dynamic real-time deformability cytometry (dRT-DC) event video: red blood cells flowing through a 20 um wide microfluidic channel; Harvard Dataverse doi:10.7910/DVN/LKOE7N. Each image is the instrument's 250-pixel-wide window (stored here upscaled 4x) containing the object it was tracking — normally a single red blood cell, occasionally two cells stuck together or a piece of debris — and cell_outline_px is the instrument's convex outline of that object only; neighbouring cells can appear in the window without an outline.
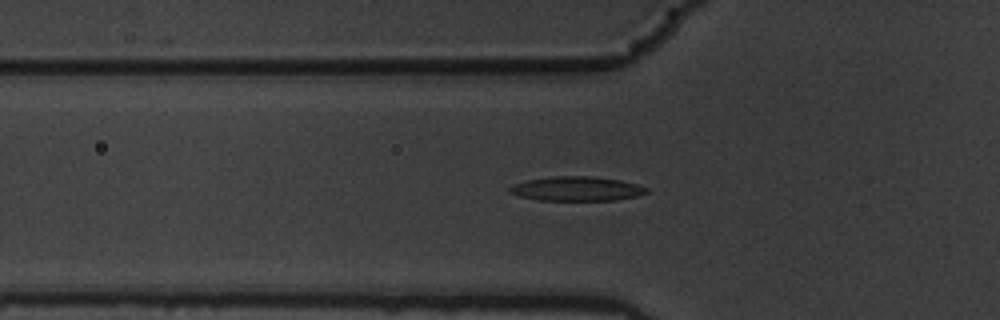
{"species": "common noctule bat (a hibernating species)", "species_latin": "Nyctalus noctula", "temperature_condition": "warm", "stored_images_in_passage": 42, "camera_frame_rate_fps": 3000, "um_per_image_px": 0.085, "animal": {"sex": "male", "body_mass_g": 19.5, "forearm_length_mm": 54.6}, "frame": {"image": 1, "passage_image": 12, "time_ms": 3.667, "image_size_px": [1000, 320], "cell_outline_px": [[648, 192], [636, 196], [616, 200], [540, 200], [520, 196], [508, 192], [508, 188], [516, 184], [528, 180], [552, 176], [588, 176], [620, 180], [636, 184], [648, 188]], "centroid_in_image_um": [49.03, 16.04], "position_along_channel_um": 76.8, "area_um2": 19.19}}
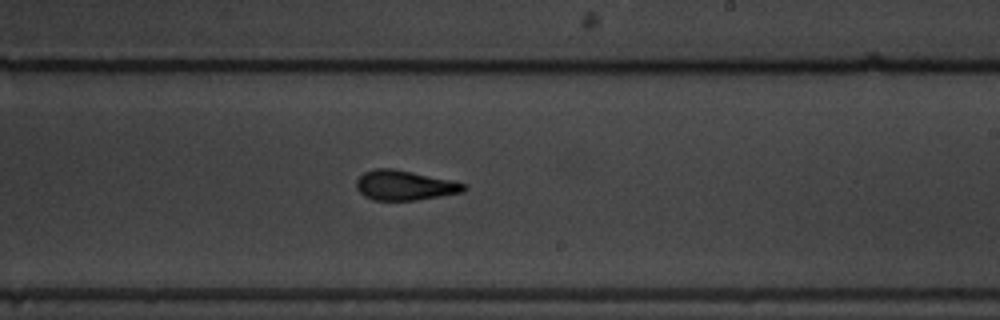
{"frame": {"image": 2, "passage_image": 27, "time_ms": 8.667, "image_size_px": [1000, 320], "cell_outline_px": [[468, 188], [464, 192], [416, 200], [372, 200], [364, 196], [356, 188], [356, 180], [364, 172], [372, 168], [392, 168], [412, 172], [448, 180], [464, 184]], "centroid_in_image_um": [34.34, 15.75], "position_along_channel_um": 254.7, "area_um2": 18.55}}
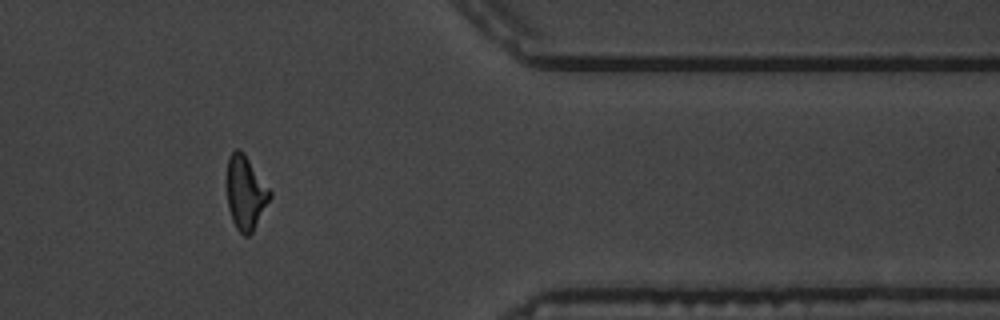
{"frame": {"image": 3, "passage_image": 40, "time_ms": 13.0, "image_size_px": [1000, 320], "cell_outline_px": [[272, 196], [252, 232], [248, 236], [244, 236], [236, 228], [232, 220], [228, 208], [228, 156], [236, 148], [240, 148], [244, 152], [272, 192]], "centroid_in_image_um": [20.89, 16.37], "position_along_channel_um": 390.5, "area_um2": 18.38}, "authors_computed_cell_mechanics": {"area_um2": 18.496, "velocity_mm_per_s": 3.5536, "shape_relaxation_time_tau1_ms": 5.3481, "shape_relaxation_time_tau2_ms": 1.2182, "deformation_change_tau1": 0.1996, "deformation_change_tau2": 0.0888}}